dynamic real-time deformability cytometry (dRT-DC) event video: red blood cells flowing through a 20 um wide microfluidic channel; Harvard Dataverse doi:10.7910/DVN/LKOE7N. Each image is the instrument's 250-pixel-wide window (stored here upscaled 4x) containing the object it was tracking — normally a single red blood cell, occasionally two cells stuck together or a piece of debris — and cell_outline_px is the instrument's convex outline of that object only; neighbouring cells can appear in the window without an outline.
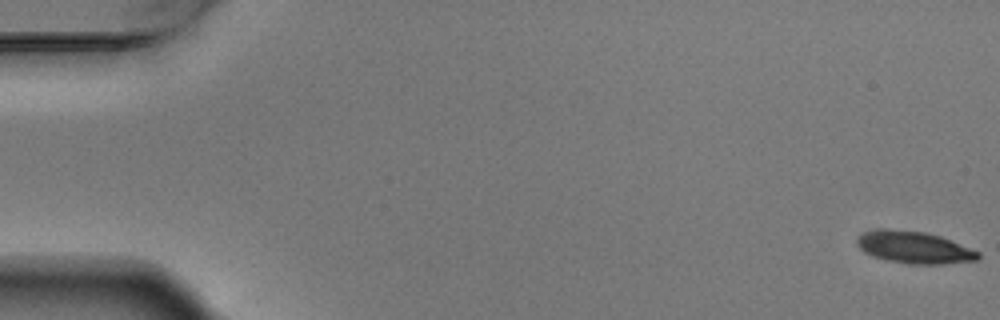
{"species": "Egyptian fruit bat (a non-hibernating species)", "species_latin": "Rousettus aegyptiacus", "temperature_condition": "warm", "stored_images_in_passage": 6, "camera_frame_rate_fps": 3000, "um_per_image_px": 0.085, "animal": {"sex": "male"}, "frame": {"image": 1, "passage_image": 1, "time_ms": 0.0, "image_size_px": [1000, 320], "cell_outline_px": [[980, 256], [976, 260], [944, 264], [908, 264], [888, 260], [876, 256], [860, 248], [856, 240], [860, 236], [868, 232], [880, 228], [884, 228], [924, 232], [940, 236], [980, 252]], "centroid_in_image_um": [77.75, 21.03], "position_along_channel_um": 7.2, "area_um2": 22.14}}